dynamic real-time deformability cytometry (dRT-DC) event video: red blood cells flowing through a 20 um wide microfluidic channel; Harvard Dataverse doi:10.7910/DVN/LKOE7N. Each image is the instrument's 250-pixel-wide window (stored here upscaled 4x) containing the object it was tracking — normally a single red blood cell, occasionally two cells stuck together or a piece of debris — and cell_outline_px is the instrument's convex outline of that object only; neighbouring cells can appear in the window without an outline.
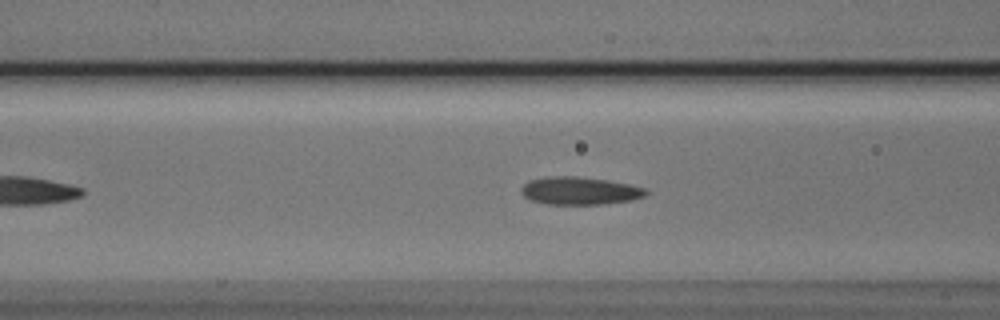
{"species": "Egyptian fruit bat (a non-hibernating species)", "species_latin": "Rousettus aegyptiacus", "temperature_condition": "cold", "stored_images_in_passage": 43, "camera_frame_rate_fps": 3000, "um_per_image_px": 0.085, "animal": {"sex": "male"}, "frame": {"image": 1, "passage_image": 13, "time_ms": 4.0, "image_size_px": [1000, 320], "cell_outline_px": [[648, 192], [644, 196], [632, 200], [604, 204], [548, 204], [532, 200], [524, 196], [520, 192], [520, 188], [528, 180], [548, 176], [576, 176], [608, 180], [628, 184], [644, 188]], "centroid_in_image_um": [49.24, 16.21], "position_along_channel_um": 117.4, "area_um2": 20.17}}
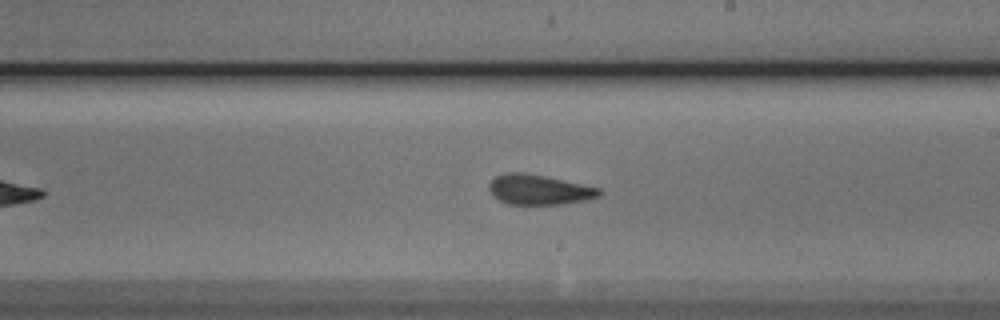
{"frame": {"image": 2, "passage_image": 23, "time_ms": 7.333, "image_size_px": [1000, 320], "cell_outline_px": [[604, 192], [600, 196], [584, 200], [564, 204], [508, 204], [492, 196], [488, 188], [488, 184], [496, 176], [508, 172], [524, 172], [544, 176], [600, 188]], "centroid_in_image_um": [45.8, 16.12], "position_along_channel_um": 243.2, "area_um2": 19.25}}
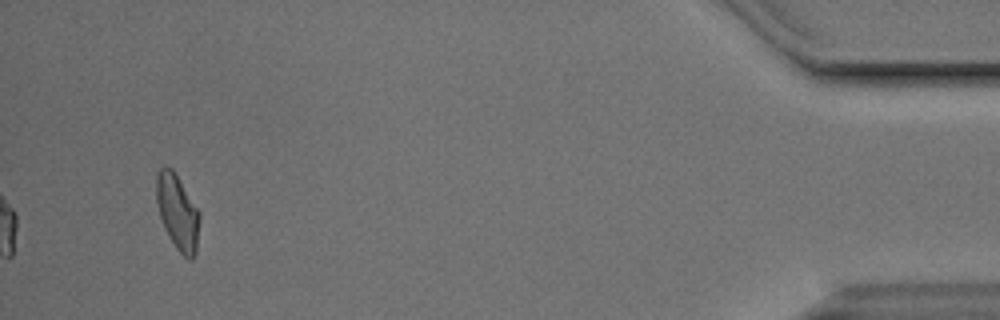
{"frame": {"image": 3, "passage_image": 43, "time_ms": 14.0, "image_size_px": [1000, 320], "cell_outline_px": [[200, 220], [196, 252], [192, 260], [188, 260], [176, 248], [168, 236], [164, 228], [160, 216], [156, 200], [156, 176], [160, 168], [172, 168], [200, 212]], "centroid_in_image_um": [15.1, 18.06], "position_along_channel_um": 420.1, "area_um2": 18.9}, "authors_computed_cell_mechanics": {"area_um2": 19.4208, "velocity_mm_per_s": 3.7825, "shape_relaxation_time_tau1_ms": 4.4904, "shape_relaxation_time_tau2_ms": 2.1124, "deformation_change_tau1": 0.1452, "deformation_change_tau2": 0.1008}}